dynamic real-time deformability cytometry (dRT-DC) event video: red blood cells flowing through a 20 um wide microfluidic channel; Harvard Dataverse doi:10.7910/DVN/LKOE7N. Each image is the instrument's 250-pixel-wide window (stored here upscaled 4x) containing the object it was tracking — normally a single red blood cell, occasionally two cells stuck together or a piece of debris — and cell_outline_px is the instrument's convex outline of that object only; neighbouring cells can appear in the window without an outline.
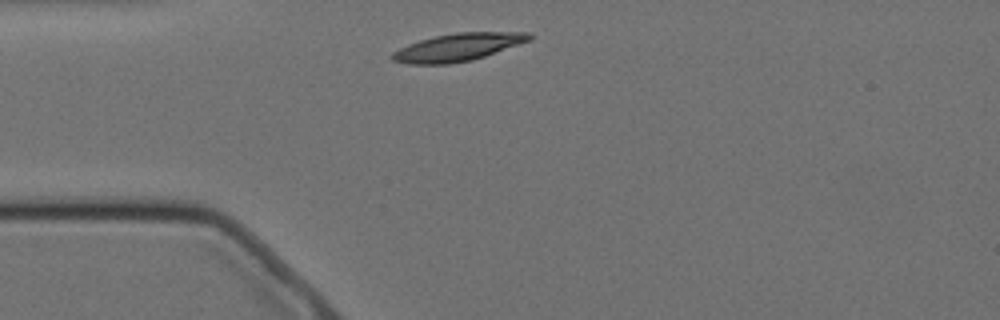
{"species": "Egyptian fruit bat (a non-hibernating species)", "species_latin": "Rousettus aegyptiacus", "temperature_condition": "cold", "stored_images_in_passage": 1, "camera_frame_rate_fps": 3000, "um_per_image_px": 0.085, "animal": {"sex": "female"}, "frame": {"image": 1, "passage_image": 1, "time_ms": 0.0, "image_size_px": [1000, 320], "cell_outline_px": [[532, 40], [472, 60], [448, 64], [408, 64], [392, 60], [388, 56], [392, 52], [408, 44], [420, 40], [436, 36], [456, 32], [532, 32]], "centroid_in_image_um": [38.92, 4.01], "position_along_channel_um": 46.1, "area_um2": 22.14}}